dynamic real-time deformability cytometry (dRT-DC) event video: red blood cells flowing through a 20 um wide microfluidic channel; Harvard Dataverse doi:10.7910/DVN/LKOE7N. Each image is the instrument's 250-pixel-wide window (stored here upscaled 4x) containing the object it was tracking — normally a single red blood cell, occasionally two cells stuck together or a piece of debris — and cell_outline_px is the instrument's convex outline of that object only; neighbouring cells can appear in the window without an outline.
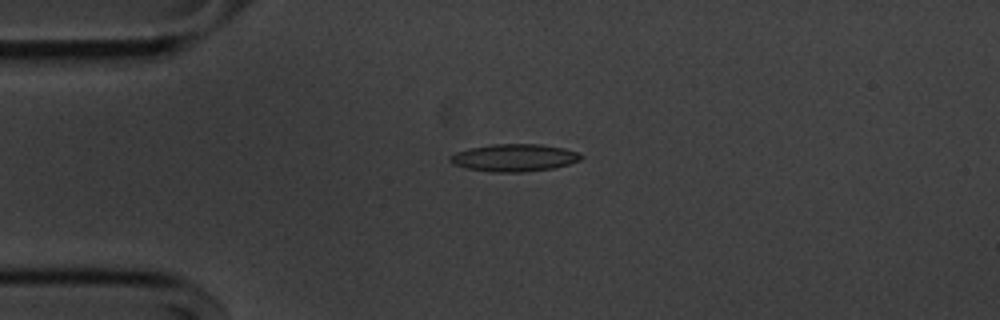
{"species": "common noctule bat (a hibernating species)", "species_latin": "Nyctalus noctula", "temperature_condition": "cold", "stored_images_in_passage": 43, "camera_frame_rate_fps": 3000, "um_per_image_px": 0.085, "animal": {"sex": "male", "body_mass_g": 20.1, "forearm_length_mm": 53.5}, "frame": {"image": 1, "passage_image": 1, "time_ms": 0.0, "image_size_px": [1000, 320], "cell_outline_px": [[584, 156], [580, 160], [568, 164], [552, 168], [524, 172], [496, 172], [468, 168], [452, 164], [448, 160], [448, 156], [456, 152], [468, 148], [492, 144], [540, 144], [564, 148], [576, 152]], "centroid_in_image_um": [43.68, 13.4], "position_along_channel_um": 41.3, "area_um2": 20.87}}
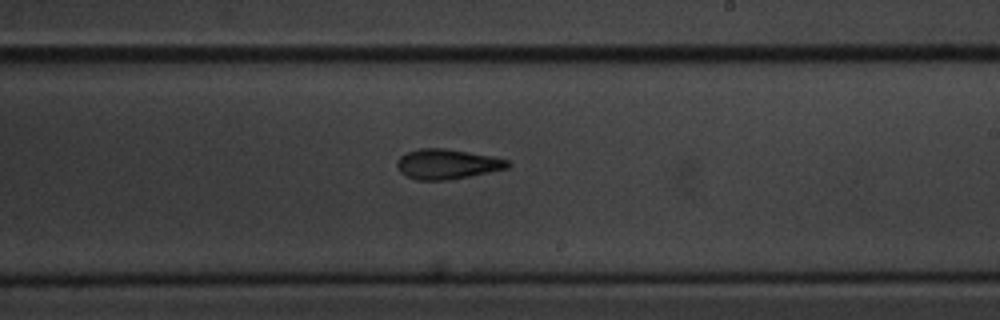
{"frame": {"image": 2, "passage_image": 20, "time_ms": 6.333, "image_size_px": [1000, 320], "cell_outline_px": [[512, 164], [508, 168], [468, 176], [444, 180], [416, 180], [400, 172], [396, 164], [396, 160], [400, 156], [408, 152], [420, 148], [444, 148], [468, 152], [508, 160]], "centroid_in_image_um": [37.97, 13.94], "position_along_channel_um": 251.0, "area_um2": 19.07}}
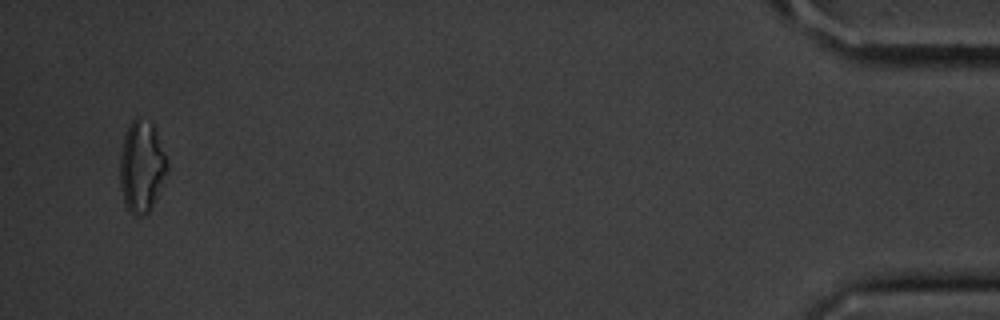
{"frame": {"image": 3, "passage_image": 41, "time_ms": 13.333, "image_size_px": [1000, 320], "cell_outline_px": [[168, 172], [148, 212], [144, 216], [136, 216], [124, 204], [120, 188], [120, 152], [124, 136], [128, 124], [136, 116], [140, 116], [152, 124], [156, 132], [168, 160]], "centroid_in_image_um": [12.03, 14.13], "position_along_channel_um": 423.2, "area_um2": 25.32}, "authors_computed_cell_mechanics": {"area_um2": 19.652, "velocity_mm_per_s": 3.6376, "shape_relaxation_time_tau1_ms": 3.2819, "shape_relaxation_time_tau2_ms": 4.093, "deformation_change_tau1": 0.1271, "deformation_change_tau2": 0.1282}}